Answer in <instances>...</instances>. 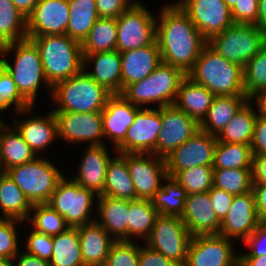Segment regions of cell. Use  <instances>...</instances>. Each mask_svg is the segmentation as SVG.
Wrapping results in <instances>:
<instances>
[{"mask_svg": "<svg viewBox=\"0 0 266 266\" xmlns=\"http://www.w3.org/2000/svg\"><path fill=\"white\" fill-rule=\"evenodd\" d=\"M231 13L235 24H255L258 16V0H238Z\"/></svg>", "mask_w": 266, "mask_h": 266, "instance_id": "obj_50", "label": "cell"}, {"mask_svg": "<svg viewBox=\"0 0 266 266\" xmlns=\"http://www.w3.org/2000/svg\"><path fill=\"white\" fill-rule=\"evenodd\" d=\"M252 191L255 198L257 214L261 223L266 222V183L253 184Z\"/></svg>", "mask_w": 266, "mask_h": 266, "instance_id": "obj_57", "label": "cell"}, {"mask_svg": "<svg viewBox=\"0 0 266 266\" xmlns=\"http://www.w3.org/2000/svg\"><path fill=\"white\" fill-rule=\"evenodd\" d=\"M28 39L39 49L45 78L52 87L83 70L81 44L70 36L41 35Z\"/></svg>", "mask_w": 266, "mask_h": 266, "instance_id": "obj_4", "label": "cell"}, {"mask_svg": "<svg viewBox=\"0 0 266 266\" xmlns=\"http://www.w3.org/2000/svg\"><path fill=\"white\" fill-rule=\"evenodd\" d=\"M85 266H104L112 244L116 241L96 221L76 227Z\"/></svg>", "mask_w": 266, "mask_h": 266, "instance_id": "obj_27", "label": "cell"}, {"mask_svg": "<svg viewBox=\"0 0 266 266\" xmlns=\"http://www.w3.org/2000/svg\"><path fill=\"white\" fill-rule=\"evenodd\" d=\"M58 121V139L69 144L103 145L104 130L101 112H54ZM77 142V143H76Z\"/></svg>", "mask_w": 266, "mask_h": 266, "instance_id": "obj_18", "label": "cell"}, {"mask_svg": "<svg viewBox=\"0 0 266 266\" xmlns=\"http://www.w3.org/2000/svg\"><path fill=\"white\" fill-rule=\"evenodd\" d=\"M243 86L247 98L266 87V45L243 68Z\"/></svg>", "mask_w": 266, "mask_h": 266, "instance_id": "obj_46", "label": "cell"}, {"mask_svg": "<svg viewBox=\"0 0 266 266\" xmlns=\"http://www.w3.org/2000/svg\"><path fill=\"white\" fill-rule=\"evenodd\" d=\"M231 242L220 234L192 236L184 266H238Z\"/></svg>", "mask_w": 266, "mask_h": 266, "instance_id": "obj_12", "label": "cell"}, {"mask_svg": "<svg viewBox=\"0 0 266 266\" xmlns=\"http://www.w3.org/2000/svg\"><path fill=\"white\" fill-rule=\"evenodd\" d=\"M23 221L0 218V258L14 259L19 253L16 226Z\"/></svg>", "mask_w": 266, "mask_h": 266, "instance_id": "obj_48", "label": "cell"}, {"mask_svg": "<svg viewBox=\"0 0 266 266\" xmlns=\"http://www.w3.org/2000/svg\"><path fill=\"white\" fill-rule=\"evenodd\" d=\"M141 107L133 105L121 94H112L101 111L104 137L112 141L116 149L125 139L128 128L133 124L136 112Z\"/></svg>", "mask_w": 266, "mask_h": 266, "instance_id": "obj_22", "label": "cell"}, {"mask_svg": "<svg viewBox=\"0 0 266 266\" xmlns=\"http://www.w3.org/2000/svg\"><path fill=\"white\" fill-rule=\"evenodd\" d=\"M117 23L116 19L98 18L88 36L81 44L82 54L110 52L116 50Z\"/></svg>", "mask_w": 266, "mask_h": 266, "instance_id": "obj_38", "label": "cell"}, {"mask_svg": "<svg viewBox=\"0 0 266 266\" xmlns=\"http://www.w3.org/2000/svg\"><path fill=\"white\" fill-rule=\"evenodd\" d=\"M208 193L210 196L211 205L216 212V216L220 221H222L229 211L234 196L214 186L208 191Z\"/></svg>", "mask_w": 266, "mask_h": 266, "instance_id": "obj_53", "label": "cell"}, {"mask_svg": "<svg viewBox=\"0 0 266 266\" xmlns=\"http://www.w3.org/2000/svg\"><path fill=\"white\" fill-rule=\"evenodd\" d=\"M243 244L251 248V251L238 254L239 256L266 255V223H260L255 231L243 241Z\"/></svg>", "mask_w": 266, "mask_h": 266, "instance_id": "obj_52", "label": "cell"}, {"mask_svg": "<svg viewBox=\"0 0 266 266\" xmlns=\"http://www.w3.org/2000/svg\"><path fill=\"white\" fill-rule=\"evenodd\" d=\"M160 12L156 20V41L161 60L187 74L208 41L177 3L165 4Z\"/></svg>", "mask_w": 266, "mask_h": 266, "instance_id": "obj_1", "label": "cell"}, {"mask_svg": "<svg viewBox=\"0 0 266 266\" xmlns=\"http://www.w3.org/2000/svg\"><path fill=\"white\" fill-rule=\"evenodd\" d=\"M88 62L94 64L91 72L86 70ZM121 67V55L117 50L83 55V70L112 94L122 92Z\"/></svg>", "mask_w": 266, "mask_h": 266, "instance_id": "obj_26", "label": "cell"}, {"mask_svg": "<svg viewBox=\"0 0 266 266\" xmlns=\"http://www.w3.org/2000/svg\"><path fill=\"white\" fill-rule=\"evenodd\" d=\"M138 266H179L162 253L151 249L149 246H139Z\"/></svg>", "mask_w": 266, "mask_h": 266, "instance_id": "obj_54", "label": "cell"}, {"mask_svg": "<svg viewBox=\"0 0 266 266\" xmlns=\"http://www.w3.org/2000/svg\"><path fill=\"white\" fill-rule=\"evenodd\" d=\"M69 18L68 0H38L27 17V38L66 34Z\"/></svg>", "mask_w": 266, "mask_h": 266, "instance_id": "obj_19", "label": "cell"}, {"mask_svg": "<svg viewBox=\"0 0 266 266\" xmlns=\"http://www.w3.org/2000/svg\"><path fill=\"white\" fill-rule=\"evenodd\" d=\"M266 183V153L252 156V184Z\"/></svg>", "mask_w": 266, "mask_h": 266, "instance_id": "obj_56", "label": "cell"}, {"mask_svg": "<svg viewBox=\"0 0 266 266\" xmlns=\"http://www.w3.org/2000/svg\"><path fill=\"white\" fill-rule=\"evenodd\" d=\"M15 7L25 16L28 17L34 10L38 0H11Z\"/></svg>", "mask_w": 266, "mask_h": 266, "instance_id": "obj_60", "label": "cell"}, {"mask_svg": "<svg viewBox=\"0 0 266 266\" xmlns=\"http://www.w3.org/2000/svg\"><path fill=\"white\" fill-rule=\"evenodd\" d=\"M176 3L207 41L235 24L224 0H180Z\"/></svg>", "mask_w": 266, "mask_h": 266, "instance_id": "obj_14", "label": "cell"}, {"mask_svg": "<svg viewBox=\"0 0 266 266\" xmlns=\"http://www.w3.org/2000/svg\"><path fill=\"white\" fill-rule=\"evenodd\" d=\"M13 259L0 258V266H14Z\"/></svg>", "mask_w": 266, "mask_h": 266, "instance_id": "obj_63", "label": "cell"}, {"mask_svg": "<svg viewBox=\"0 0 266 266\" xmlns=\"http://www.w3.org/2000/svg\"><path fill=\"white\" fill-rule=\"evenodd\" d=\"M96 203V222L115 240H127L129 200L98 195Z\"/></svg>", "mask_w": 266, "mask_h": 266, "instance_id": "obj_28", "label": "cell"}, {"mask_svg": "<svg viewBox=\"0 0 266 266\" xmlns=\"http://www.w3.org/2000/svg\"><path fill=\"white\" fill-rule=\"evenodd\" d=\"M31 211L33 213L32 216H29L28 222L32 223L34 226L31 229H34L39 233L55 236L70 228L66 223L65 218L46 203L33 204Z\"/></svg>", "mask_w": 266, "mask_h": 266, "instance_id": "obj_43", "label": "cell"}, {"mask_svg": "<svg viewBox=\"0 0 266 266\" xmlns=\"http://www.w3.org/2000/svg\"><path fill=\"white\" fill-rule=\"evenodd\" d=\"M87 147L80 161L78 175L71 179L101 195L105 187L107 166L112 157L108 153L106 144L93 146L88 144Z\"/></svg>", "mask_w": 266, "mask_h": 266, "instance_id": "obj_23", "label": "cell"}, {"mask_svg": "<svg viewBox=\"0 0 266 266\" xmlns=\"http://www.w3.org/2000/svg\"><path fill=\"white\" fill-rule=\"evenodd\" d=\"M180 219L191 236L219 234L221 221L216 216L208 192L189 194Z\"/></svg>", "mask_w": 266, "mask_h": 266, "instance_id": "obj_21", "label": "cell"}, {"mask_svg": "<svg viewBox=\"0 0 266 266\" xmlns=\"http://www.w3.org/2000/svg\"><path fill=\"white\" fill-rule=\"evenodd\" d=\"M139 244L134 240H116L108 253L104 266H138Z\"/></svg>", "mask_w": 266, "mask_h": 266, "instance_id": "obj_47", "label": "cell"}, {"mask_svg": "<svg viewBox=\"0 0 266 266\" xmlns=\"http://www.w3.org/2000/svg\"><path fill=\"white\" fill-rule=\"evenodd\" d=\"M248 100L251 102L255 100L256 105H257L256 109H258L257 111L255 110L257 116L266 118V87L253 93L248 98Z\"/></svg>", "mask_w": 266, "mask_h": 266, "instance_id": "obj_59", "label": "cell"}, {"mask_svg": "<svg viewBox=\"0 0 266 266\" xmlns=\"http://www.w3.org/2000/svg\"><path fill=\"white\" fill-rule=\"evenodd\" d=\"M238 266H266V255L239 256Z\"/></svg>", "mask_w": 266, "mask_h": 266, "instance_id": "obj_61", "label": "cell"}, {"mask_svg": "<svg viewBox=\"0 0 266 266\" xmlns=\"http://www.w3.org/2000/svg\"><path fill=\"white\" fill-rule=\"evenodd\" d=\"M14 106L15 113L22 116L32 111L31 106L19 93L15 82L12 80L11 75L0 64V111L10 109Z\"/></svg>", "mask_w": 266, "mask_h": 266, "instance_id": "obj_45", "label": "cell"}, {"mask_svg": "<svg viewBox=\"0 0 266 266\" xmlns=\"http://www.w3.org/2000/svg\"><path fill=\"white\" fill-rule=\"evenodd\" d=\"M13 123L37 156L58 138V121L53 111L43 117L35 115Z\"/></svg>", "mask_w": 266, "mask_h": 266, "instance_id": "obj_25", "label": "cell"}, {"mask_svg": "<svg viewBox=\"0 0 266 266\" xmlns=\"http://www.w3.org/2000/svg\"><path fill=\"white\" fill-rule=\"evenodd\" d=\"M122 90L149 76L162 62L157 41L145 47L120 52Z\"/></svg>", "mask_w": 266, "mask_h": 266, "instance_id": "obj_24", "label": "cell"}, {"mask_svg": "<svg viewBox=\"0 0 266 266\" xmlns=\"http://www.w3.org/2000/svg\"><path fill=\"white\" fill-rule=\"evenodd\" d=\"M32 204L18 185L2 170L0 188V218L28 220Z\"/></svg>", "mask_w": 266, "mask_h": 266, "instance_id": "obj_34", "label": "cell"}, {"mask_svg": "<svg viewBox=\"0 0 266 266\" xmlns=\"http://www.w3.org/2000/svg\"><path fill=\"white\" fill-rule=\"evenodd\" d=\"M250 145L217 142L214 152V169H252Z\"/></svg>", "mask_w": 266, "mask_h": 266, "instance_id": "obj_41", "label": "cell"}, {"mask_svg": "<svg viewBox=\"0 0 266 266\" xmlns=\"http://www.w3.org/2000/svg\"><path fill=\"white\" fill-rule=\"evenodd\" d=\"M243 74V67L220 56L207 43L186 76L214 96H246Z\"/></svg>", "mask_w": 266, "mask_h": 266, "instance_id": "obj_3", "label": "cell"}, {"mask_svg": "<svg viewBox=\"0 0 266 266\" xmlns=\"http://www.w3.org/2000/svg\"><path fill=\"white\" fill-rule=\"evenodd\" d=\"M215 135L199 130L165 158L167 174L174 177L179 171L197 166H213L217 144Z\"/></svg>", "mask_w": 266, "mask_h": 266, "instance_id": "obj_13", "label": "cell"}, {"mask_svg": "<svg viewBox=\"0 0 266 266\" xmlns=\"http://www.w3.org/2000/svg\"><path fill=\"white\" fill-rule=\"evenodd\" d=\"M14 266H50L48 261L25 251L20 252L13 259ZM16 262V263H15Z\"/></svg>", "mask_w": 266, "mask_h": 266, "instance_id": "obj_58", "label": "cell"}, {"mask_svg": "<svg viewBox=\"0 0 266 266\" xmlns=\"http://www.w3.org/2000/svg\"><path fill=\"white\" fill-rule=\"evenodd\" d=\"M247 101V96H214L200 130L217 136Z\"/></svg>", "mask_w": 266, "mask_h": 266, "instance_id": "obj_32", "label": "cell"}, {"mask_svg": "<svg viewBox=\"0 0 266 266\" xmlns=\"http://www.w3.org/2000/svg\"><path fill=\"white\" fill-rule=\"evenodd\" d=\"M158 215L151 200H129L127 241L142 237L144 242L150 235Z\"/></svg>", "mask_w": 266, "mask_h": 266, "instance_id": "obj_37", "label": "cell"}, {"mask_svg": "<svg viewBox=\"0 0 266 266\" xmlns=\"http://www.w3.org/2000/svg\"><path fill=\"white\" fill-rule=\"evenodd\" d=\"M127 166L136 200H151L168 176L165 159L153 153H127Z\"/></svg>", "mask_w": 266, "mask_h": 266, "instance_id": "obj_15", "label": "cell"}, {"mask_svg": "<svg viewBox=\"0 0 266 266\" xmlns=\"http://www.w3.org/2000/svg\"><path fill=\"white\" fill-rule=\"evenodd\" d=\"M191 239L192 236L180 217L159 214L144 242L179 266H184Z\"/></svg>", "mask_w": 266, "mask_h": 266, "instance_id": "obj_11", "label": "cell"}, {"mask_svg": "<svg viewBox=\"0 0 266 266\" xmlns=\"http://www.w3.org/2000/svg\"><path fill=\"white\" fill-rule=\"evenodd\" d=\"M253 191L236 195L224 219L219 234L234 241H244L260 224Z\"/></svg>", "mask_w": 266, "mask_h": 266, "instance_id": "obj_20", "label": "cell"}, {"mask_svg": "<svg viewBox=\"0 0 266 266\" xmlns=\"http://www.w3.org/2000/svg\"><path fill=\"white\" fill-rule=\"evenodd\" d=\"M50 266H85L82 258L78 229L70 227L53 236Z\"/></svg>", "mask_w": 266, "mask_h": 266, "instance_id": "obj_36", "label": "cell"}, {"mask_svg": "<svg viewBox=\"0 0 266 266\" xmlns=\"http://www.w3.org/2000/svg\"><path fill=\"white\" fill-rule=\"evenodd\" d=\"M68 2L70 18L66 35L82 44L99 18L95 0H68Z\"/></svg>", "mask_w": 266, "mask_h": 266, "instance_id": "obj_35", "label": "cell"}, {"mask_svg": "<svg viewBox=\"0 0 266 266\" xmlns=\"http://www.w3.org/2000/svg\"><path fill=\"white\" fill-rule=\"evenodd\" d=\"M162 187L151 199L152 205L160 215L181 217L184 212L186 190L171 176H167Z\"/></svg>", "mask_w": 266, "mask_h": 266, "instance_id": "obj_40", "label": "cell"}, {"mask_svg": "<svg viewBox=\"0 0 266 266\" xmlns=\"http://www.w3.org/2000/svg\"><path fill=\"white\" fill-rule=\"evenodd\" d=\"M252 169H214L213 186L233 196L252 191Z\"/></svg>", "mask_w": 266, "mask_h": 266, "instance_id": "obj_42", "label": "cell"}, {"mask_svg": "<svg viewBox=\"0 0 266 266\" xmlns=\"http://www.w3.org/2000/svg\"><path fill=\"white\" fill-rule=\"evenodd\" d=\"M1 181H2V169L0 168V188H1Z\"/></svg>", "mask_w": 266, "mask_h": 266, "instance_id": "obj_65", "label": "cell"}, {"mask_svg": "<svg viewBox=\"0 0 266 266\" xmlns=\"http://www.w3.org/2000/svg\"><path fill=\"white\" fill-rule=\"evenodd\" d=\"M161 123L153 154L164 159L200 130V124L175 105L161 107Z\"/></svg>", "mask_w": 266, "mask_h": 266, "instance_id": "obj_17", "label": "cell"}, {"mask_svg": "<svg viewBox=\"0 0 266 266\" xmlns=\"http://www.w3.org/2000/svg\"><path fill=\"white\" fill-rule=\"evenodd\" d=\"M97 197L94 191L65 176L58 182L46 204L64 217L70 227L76 228L96 221L91 217V210Z\"/></svg>", "mask_w": 266, "mask_h": 266, "instance_id": "obj_9", "label": "cell"}, {"mask_svg": "<svg viewBox=\"0 0 266 266\" xmlns=\"http://www.w3.org/2000/svg\"><path fill=\"white\" fill-rule=\"evenodd\" d=\"M161 128V108H140L124 141L115 149L116 153H153Z\"/></svg>", "mask_w": 266, "mask_h": 266, "instance_id": "obj_16", "label": "cell"}, {"mask_svg": "<svg viewBox=\"0 0 266 266\" xmlns=\"http://www.w3.org/2000/svg\"><path fill=\"white\" fill-rule=\"evenodd\" d=\"M226 5L232 9L236 3H238V0H224Z\"/></svg>", "mask_w": 266, "mask_h": 266, "instance_id": "obj_64", "label": "cell"}, {"mask_svg": "<svg viewBox=\"0 0 266 266\" xmlns=\"http://www.w3.org/2000/svg\"><path fill=\"white\" fill-rule=\"evenodd\" d=\"M25 252L49 262L53 254V236L39 233L32 229L27 236Z\"/></svg>", "mask_w": 266, "mask_h": 266, "instance_id": "obj_49", "label": "cell"}, {"mask_svg": "<svg viewBox=\"0 0 266 266\" xmlns=\"http://www.w3.org/2000/svg\"><path fill=\"white\" fill-rule=\"evenodd\" d=\"M208 44L220 56L244 68L266 45V33L254 24H233L214 35Z\"/></svg>", "mask_w": 266, "mask_h": 266, "instance_id": "obj_8", "label": "cell"}, {"mask_svg": "<svg viewBox=\"0 0 266 266\" xmlns=\"http://www.w3.org/2000/svg\"><path fill=\"white\" fill-rule=\"evenodd\" d=\"M12 51L13 64L5 58ZM0 64L11 75L19 93L31 106L35 105L41 83L52 94V86L44 75L39 49L31 39L26 38L0 47Z\"/></svg>", "mask_w": 266, "mask_h": 266, "instance_id": "obj_2", "label": "cell"}, {"mask_svg": "<svg viewBox=\"0 0 266 266\" xmlns=\"http://www.w3.org/2000/svg\"><path fill=\"white\" fill-rule=\"evenodd\" d=\"M185 77L186 74L181 69L161 62L149 76L127 85L120 94L141 108L149 103H157L158 108L174 105Z\"/></svg>", "mask_w": 266, "mask_h": 266, "instance_id": "obj_6", "label": "cell"}, {"mask_svg": "<svg viewBox=\"0 0 266 266\" xmlns=\"http://www.w3.org/2000/svg\"><path fill=\"white\" fill-rule=\"evenodd\" d=\"M254 25L266 33V0H258V16Z\"/></svg>", "mask_w": 266, "mask_h": 266, "instance_id": "obj_62", "label": "cell"}, {"mask_svg": "<svg viewBox=\"0 0 266 266\" xmlns=\"http://www.w3.org/2000/svg\"><path fill=\"white\" fill-rule=\"evenodd\" d=\"M143 4L141 1H136L116 19L117 51L145 47L156 41L157 17Z\"/></svg>", "mask_w": 266, "mask_h": 266, "instance_id": "obj_10", "label": "cell"}, {"mask_svg": "<svg viewBox=\"0 0 266 266\" xmlns=\"http://www.w3.org/2000/svg\"><path fill=\"white\" fill-rule=\"evenodd\" d=\"M256 119L255 107L248 100L219 132L217 141L251 145Z\"/></svg>", "mask_w": 266, "mask_h": 266, "instance_id": "obj_33", "label": "cell"}, {"mask_svg": "<svg viewBox=\"0 0 266 266\" xmlns=\"http://www.w3.org/2000/svg\"><path fill=\"white\" fill-rule=\"evenodd\" d=\"M27 38V17L11 0H0V47Z\"/></svg>", "mask_w": 266, "mask_h": 266, "instance_id": "obj_39", "label": "cell"}, {"mask_svg": "<svg viewBox=\"0 0 266 266\" xmlns=\"http://www.w3.org/2000/svg\"><path fill=\"white\" fill-rule=\"evenodd\" d=\"M112 95L84 70L52 87L51 98L57 108L53 112H101Z\"/></svg>", "mask_w": 266, "mask_h": 266, "instance_id": "obj_5", "label": "cell"}, {"mask_svg": "<svg viewBox=\"0 0 266 266\" xmlns=\"http://www.w3.org/2000/svg\"><path fill=\"white\" fill-rule=\"evenodd\" d=\"M6 174L32 205L47 203L58 182L65 176L51 160L38 156L25 164L9 168Z\"/></svg>", "mask_w": 266, "mask_h": 266, "instance_id": "obj_7", "label": "cell"}, {"mask_svg": "<svg viewBox=\"0 0 266 266\" xmlns=\"http://www.w3.org/2000/svg\"><path fill=\"white\" fill-rule=\"evenodd\" d=\"M138 0H95L100 18L117 19Z\"/></svg>", "mask_w": 266, "mask_h": 266, "instance_id": "obj_51", "label": "cell"}, {"mask_svg": "<svg viewBox=\"0 0 266 266\" xmlns=\"http://www.w3.org/2000/svg\"><path fill=\"white\" fill-rule=\"evenodd\" d=\"M185 190L187 195L208 192L213 187V166H197L179 171L173 177Z\"/></svg>", "mask_w": 266, "mask_h": 266, "instance_id": "obj_44", "label": "cell"}, {"mask_svg": "<svg viewBox=\"0 0 266 266\" xmlns=\"http://www.w3.org/2000/svg\"><path fill=\"white\" fill-rule=\"evenodd\" d=\"M35 157L37 155L17 128H11L0 118V168L6 172L9 168L25 164Z\"/></svg>", "mask_w": 266, "mask_h": 266, "instance_id": "obj_29", "label": "cell"}, {"mask_svg": "<svg viewBox=\"0 0 266 266\" xmlns=\"http://www.w3.org/2000/svg\"><path fill=\"white\" fill-rule=\"evenodd\" d=\"M213 98L214 95L206 87L186 76L180 84L174 105L200 124Z\"/></svg>", "mask_w": 266, "mask_h": 266, "instance_id": "obj_30", "label": "cell"}, {"mask_svg": "<svg viewBox=\"0 0 266 266\" xmlns=\"http://www.w3.org/2000/svg\"><path fill=\"white\" fill-rule=\"evenodd\" d=\"M116 155L108 163L105 187L101 195L136 200V189L127 166V153Z\"/></svg>", "mask_w": 266, "mask_h": 266, "instance_id": "obj_31", "label": "cell"}, {"mask_svg": "<svg viewBox=\"0 0 266 266\" xmlns=\"http://www.w3.org/2000/svg\"><path fill=\"white\" fill-rule=\"evenodd\" d=\"M250 147L252 155L266 153V118L257 116Z\"/></svg>", "mask_w": 266, "mask_h": 266, "instance_id": "obj_55", "label": "cell"}]
</instances>
